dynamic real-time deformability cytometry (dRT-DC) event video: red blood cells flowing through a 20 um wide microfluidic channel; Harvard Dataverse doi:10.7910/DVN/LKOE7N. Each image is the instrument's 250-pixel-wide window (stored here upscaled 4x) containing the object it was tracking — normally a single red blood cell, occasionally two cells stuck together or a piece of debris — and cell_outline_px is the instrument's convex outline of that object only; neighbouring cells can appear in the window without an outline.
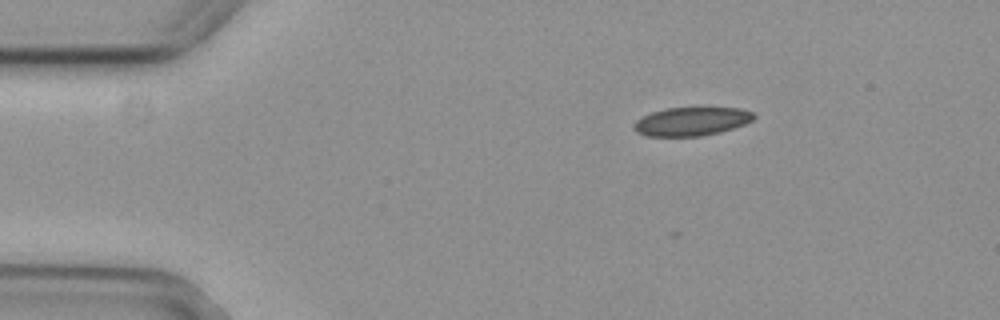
{"species": "common noctule bat (a hibernating species)", "species_latin": "Nyctalus noctula", "temperature_condition": "cold", "stored_images_in_passage": 4, "segment_of_instrument_passage": [1, 2], "camera_frame_rate_fps": 3000, "um_per_image_px": 0.085, "animal": {"sex": "female", "body_mass_g": 29.2, "forearm_length_mm": 56.3}, "frame": {"image": 1, "passage_image": 1, "time_ms": 0.0, "image_size_px": [1000, 320], "cell_outline_px": [[756, 116], [752, 120], [744, 124], [720, 132], [700, 136], [644, 136], [636, 132], [632, 128], [636, 120], [652, 112], [668, 108], [740, 108], [752, 112]], "centroid_in_image_um": [58.75, 10.33], "position_along_channel_um": 26.2, "area_um2": 19.83}}